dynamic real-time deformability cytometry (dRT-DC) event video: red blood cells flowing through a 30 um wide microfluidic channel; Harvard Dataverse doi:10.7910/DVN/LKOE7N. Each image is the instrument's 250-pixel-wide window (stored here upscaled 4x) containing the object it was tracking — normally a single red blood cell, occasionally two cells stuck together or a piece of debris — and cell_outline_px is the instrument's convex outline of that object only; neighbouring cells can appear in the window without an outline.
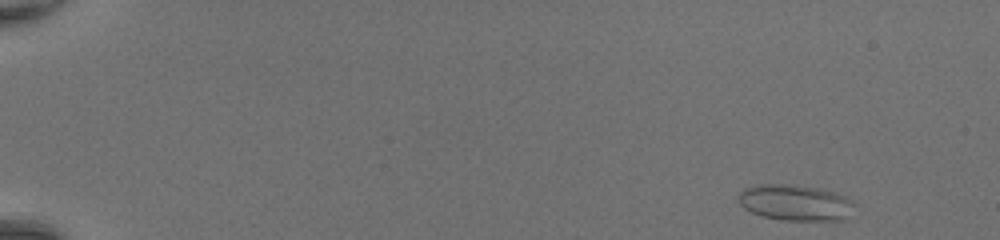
{"species": "common noctule bat (a hibernating species)", "species_latin": "Nyctalus noctula", "temperature_condition": "room temperature", "stored_images_in_passage": 47, "camera_frame_rate_fps": 3000, "um_per_image_px": 0.085, "animal": {"sex": "female", "body_mass_g": 20.0, "forearm_length_mm": 54.0}, "frame": {"image": 1, "passage_image": 2, "time_ms": 0.333, "image_size_px": [1000, 240], "cell_outline_px": [[852, 204], [844, 220], [784, 220], [760, 216], [744, 208], [736, 200], [736, 196], [744, 188], [756, 184], [796, 184], [820, 188], [844, 196], [852, 200]], "centroid_in_image_um": [67.49, 17.2], "position_along_channel_um": 17.5, "area_um2": 24.33}}
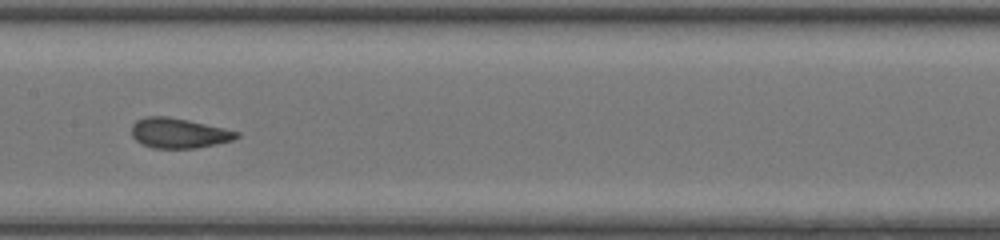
{"frame": {"image": 2, "passage_image": 25, "time_ms": 8.0, "image_size_px": [1000, 240], "cell_outline_px": [[240, 136], [232, 140], [216, 144], [196, 148], [152, 148], [140, 144], [132, 136], [132, 124], [136, 120], [144, 116], [168, 116], [188, 120], [224, 128], [240, 132]], "centroid_in_image_um": [15.17, 11.31], "position_along_channel_um": 192.2, "area_um2": 18.5}}
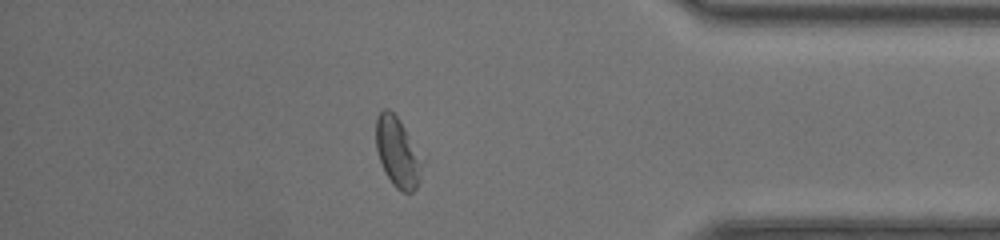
{"frame": {"image": 3, "passage_image": 41, "time_ms": 13.333, "image_size_px": [1000, 240], "cell_outline_px": [[424, 160], [416, 188], [412, 192], [400, 192], [392, 184], [384, 172], [376, 148], [376, 116], [384, 108], [388, 108], [400, 120]], "centroid_in_image_um": [33.79, 12.94], "position_along_channel_um": 401.4, "area_um2": 18.84}, "authors_computed_cell_mechanics": {"area_um2": 18.9006, "velocity_mm_per_s": 4.3396, "shape_relaxation_time_tau1_ms": 6.0857, "shape_relaxation_time_tau2_ms": null, "deformation_change_tau1": 0.1406, "deformation_change_tau2": null}}